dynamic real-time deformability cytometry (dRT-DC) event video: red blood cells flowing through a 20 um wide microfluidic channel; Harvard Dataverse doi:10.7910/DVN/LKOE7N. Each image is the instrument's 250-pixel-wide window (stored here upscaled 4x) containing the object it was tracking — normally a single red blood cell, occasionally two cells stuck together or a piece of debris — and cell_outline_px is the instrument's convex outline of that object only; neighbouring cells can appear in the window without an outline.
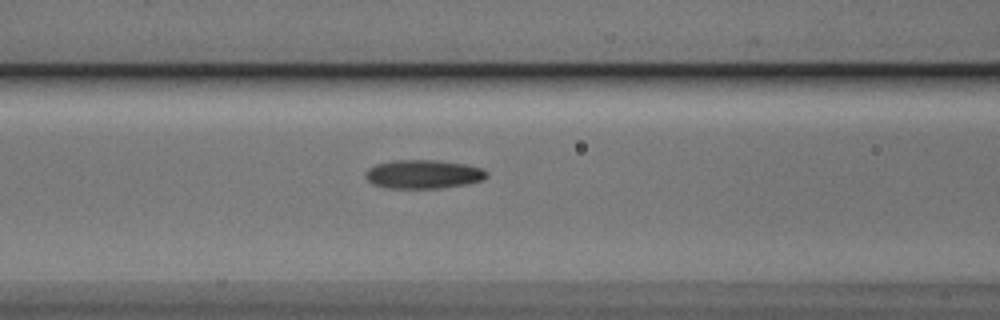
{"species": "Egyptian fruit bat (a non-hibernating species)", "species_latin": "Rousettus aegyptiacus", "temperature_condition": "cold", "stored_images_in_passage": 40, "camera_frame_rate_fps": 3000, "um_per_image_px": 0.085, "animal": {"sex": "male"}, "frame": {"image": 1, "passage_image": 12, "time_ms": 3.667, "image_size_px": [1000, 320], "cell_outline_px": [[488, 176], [484, 180], [468, 184], [440, 188], [392, 188], [372, 184], [364, 176], [364, 172], [368, 168], [376, 164], [392, 160], [436, 160], [464, 164], [484, 168], [488, 172]], "centroid_in_image_um": [36.0, 14.8], "position_along_channel_um": 130.6, "area_um2": 20.52}}
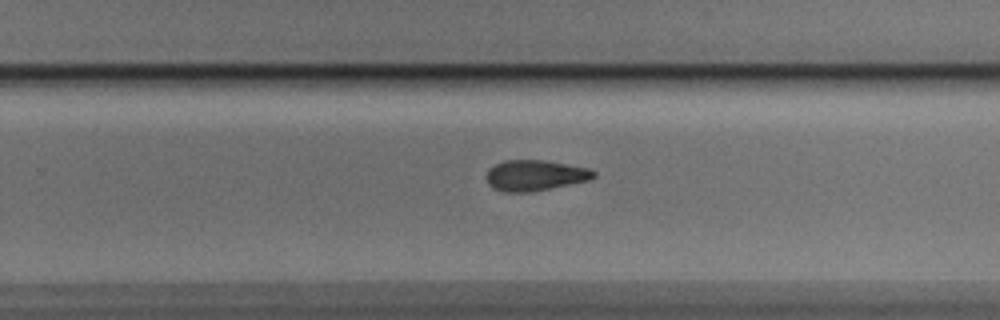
{"frame": {"image": 2, "passage_image": 24, "time_ms": 7.667, "image_size_px": [1000, 320], "cell_outline_px": [[596, 176], [588, 180], [532, 192], [504, 192], [492, 188], [488, 184], [488, 168], [504, 160], [544, 160], [588, 168], [596, 172]], "centroid_in_image_um": [45.46, 14.91], "position_along_channel_um": 284.3, "area_um2": 19.07}}
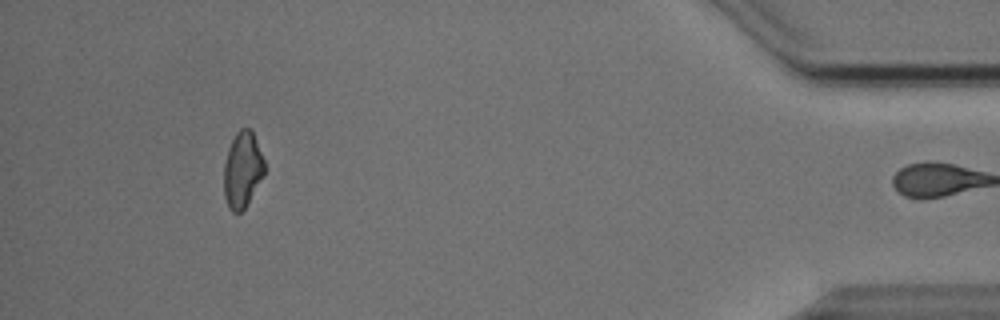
{"frame": {"image": 3, "passage_image": 39, "time_ms": 12.667, "image_size_px": [1000, 320], "cell_outline_px": [[268, 168], [264, 176], [244, 208], [240, 212], [232, 212], [228, 208], [224, 196], [224, 164], [228, 148], [236, 132], [240, 128], [248, 128], [252, 132], [256, 140]], "centroid_in_image_um": [20.63, 14.43], "position_along_channel_um": 414.6, "area_um2": 18.15}, "authors_computed_cell_mechanics": {"area_um2": 19.4208, "velocity_mm_per_s": 3.8516, "shape_relaxation_time_tau1_ms": null, "shape_relaxation_time_tau2_ms": 4.5208, "deformation_change_tau1": null, "deformation_change_tau2": 0.1175}}